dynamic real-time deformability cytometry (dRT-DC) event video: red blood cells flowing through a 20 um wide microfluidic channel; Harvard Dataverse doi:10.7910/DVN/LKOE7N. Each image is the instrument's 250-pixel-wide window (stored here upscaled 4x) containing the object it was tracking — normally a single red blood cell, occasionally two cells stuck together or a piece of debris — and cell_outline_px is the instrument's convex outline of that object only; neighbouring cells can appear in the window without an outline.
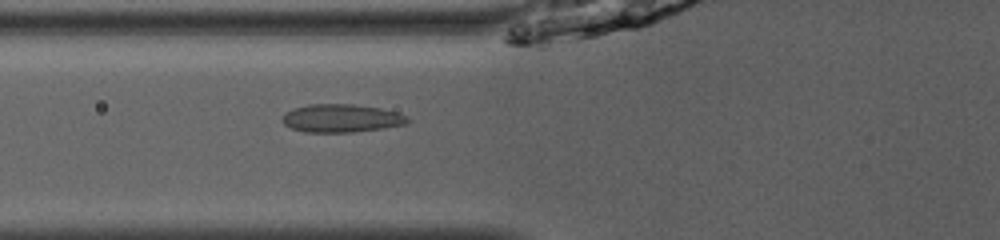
{"species": "common noctule bat (a hibernating species)", "species_latin": "Nyctalus noctula", "temperature_condition": "room temperature", "stored_images_in_passage": 51, "camera_frame_rate_fps": 3000, "um_per_image_px": 0.085, "animal": {"sex": "male", "body_mass_g": 13.0, "forearm_length_mm": 53.1}, "frame": {"image": 1, "passage_image": 21, "time_ms": 6.667, "image_size_px": [1000, 240], "cell_outline_px": [[412, 120], [408, 124], [384, 128], [352, 132], [304, 132], [292, 128], [284, 124], [280, 120], [284, 112], [292, 108], [308, 104], [352, 104], [380, 108], [400, 112]], "centroid_in_image_um": [29.02, 10.05], "position_along_channel_um": 96.8, "area_um2": 20.87}}
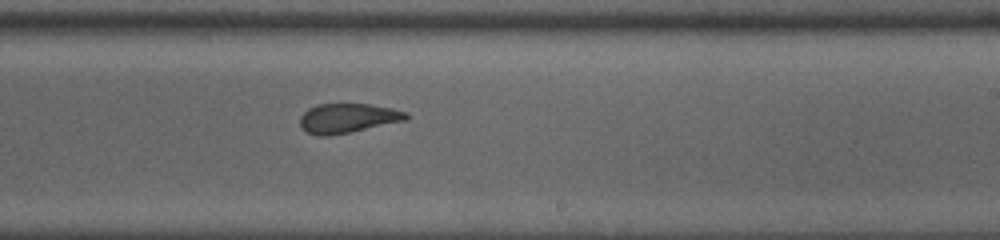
{"frame": {"image": 2, "passage_image": 33, "time_ms": 10.667, "image_size_px": [1000, 240], "cell_outline_px": [[408, 120], [328, 136], [320, 136], [308, 132], [300, 124], [300, 116], [308, 108], [316, 104], [372, 104], [392, 108], [408, 112]], "centroid_in_image_um": [29.58, 10.03], "position_along_channel_um": 259.4, "area_um2": 18.15}}
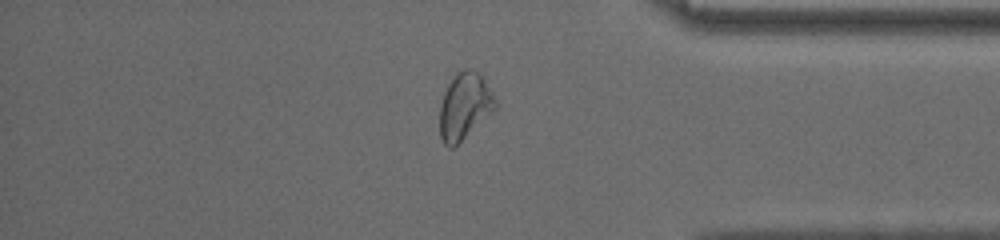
{"frame": {"image": 3, "passage_image": 44, "time_ms": 14.333, "image_size_px": [1000, 240], "cell_outline_px": [[496, 108], [452, 148], [448, 148], [444, 144], [440, 136], [440, 104], [444, 92], [448, 84], [456, 72], [464, 68], [468, 68], [480, 72], [492, 92], [496, 104]], "centroid_in_image_um": [39.47, 8.98], "position_along_channel_um": 395.7, "area_um2": 21.33}, "authors_computed_cell_mechanics": {"area_um2": 20.4612, "velocity_mm_per_s": 4.0503, "shape_relaxation_time_tau1_ms": null, "shape_relaxation_time_tau2_ms": 1.133, "deformation_change_tau1": null, "deformation_change_tau2": 0.081}}